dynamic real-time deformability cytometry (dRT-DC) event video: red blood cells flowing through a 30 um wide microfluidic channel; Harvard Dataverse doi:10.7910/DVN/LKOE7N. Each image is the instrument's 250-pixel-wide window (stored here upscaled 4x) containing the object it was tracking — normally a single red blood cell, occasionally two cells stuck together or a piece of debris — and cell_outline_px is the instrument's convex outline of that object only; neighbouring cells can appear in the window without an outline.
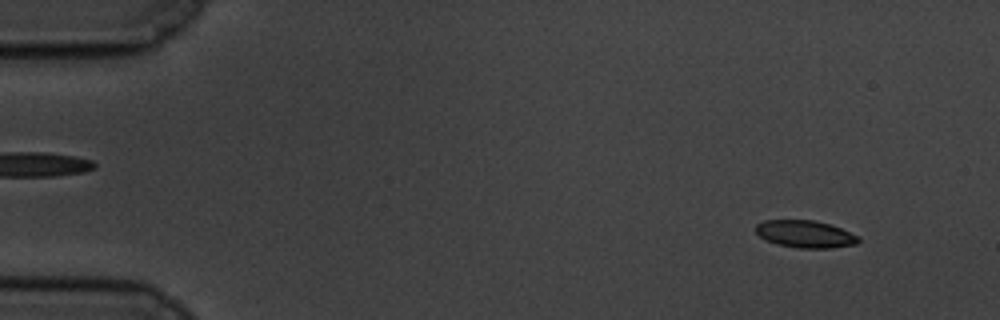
{"species": "common noctule bat (a hibernating species)", "species_latin": "Nyctalus noctula", "temperature_condition": "cold", "stored_images_in_passage": 58, "camera_frame_rate_fps": 3000, "um_per_image_px": 0.085, "animal": {"sex": "male", "body_mass_g": 19.5, "forearm_length_mm": 54.6}, "frame": {"image": 1, "passage_image": 5, "time_ms": 1.333, "image_size_px": [1000, 320], "cell_outline_px": [[860, 240], [856, 244], [832, 248], [796, 248], [776, 244], [760, 236], [756, 232], [756, 224], [764, 220], [812, 220], [828, 224], [840, 228], [860, 236]], "centroid_in_image_um": [68.46, 19.9], "position_along_channel_um": 16.5, "area_um2": 16.3}}
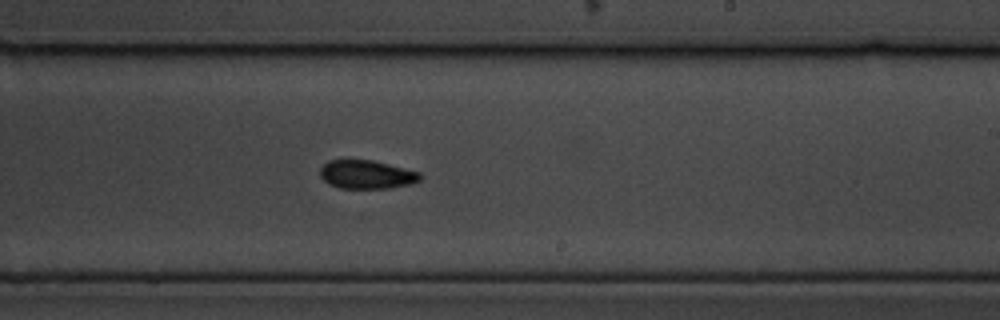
{"frame": {"image": 2, "passage_image": 35, "time_ms": 11.333, "image_size_px": [1000, 320], "cell_outline_px": [[420, 180], [412, 184], [392, 188], [340, 188], [328, 184], [320, 176], [320, 168], [328, 160], [372, 160], [420, 172]], "centroid_in_image_um": [31.15, 14.84], "position_along_channel_um": 257.8, "area_um2": 16.65}}
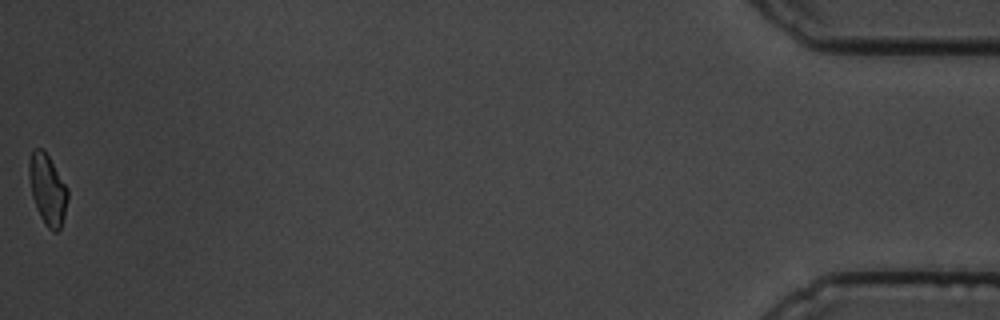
{"frame": {"image": 3, "passage_image": 58, "time_ms": 19.0, "image_size_px": [1000, 320], "cell_outline_px": [[68, 200], [64, 216], [60, 228], [56, 232], [52, 232], [44, 224], [36, 208], [32, 196], [28, 176], [28, 164], [32, 152], [36, 148], [44, 148], [68, 188]], "centroid_in_image_um": [4.04, 16.1], "position_along_channel_um": 431.2, "area_um2": 16.07}, "authors_computed_cell_mechanics": {"area_um2": 16.8198, "velocity_mm_per_s": 3.4663, "shape_relaxation_time_tau1_ms": 3.2195, "shape_relaxation_time_tau2_ms": null, "deformation_change_tau1": 0.1062, "deformation_change_tau2": null}}